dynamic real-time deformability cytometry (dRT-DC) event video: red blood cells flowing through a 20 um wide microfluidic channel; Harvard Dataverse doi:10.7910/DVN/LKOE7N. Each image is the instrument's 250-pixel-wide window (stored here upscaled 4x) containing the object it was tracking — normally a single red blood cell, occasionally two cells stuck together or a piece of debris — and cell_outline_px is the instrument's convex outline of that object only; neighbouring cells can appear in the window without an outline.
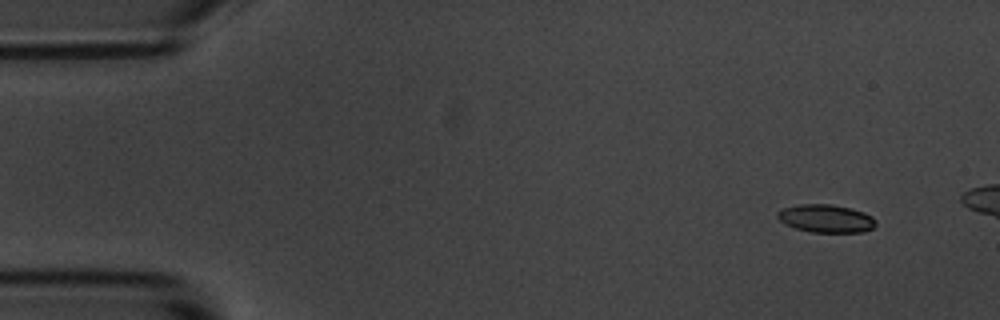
{"species": "common noctule bat (a hibernating species)", "species_latin": "Nyctalus noctula", "temperature_condition": "room temperature", "stored_images_in_passage": 4, "camera_frame_rate_fps": 3000, "um_per_image_px": 0.085, "animal": {"sex": "male", "body_mass_g": 20.1, "forearm_length_mm": 53.5}, "frame": {"image": 1, "passage_image": 1, "time_ms": 0.0, "image_size_px": [1000, 320], "cell_outline_px": [[876, 224], [872, 228], [864, 232], [812, 232], [796, 228], [784, 224], [776, 216], [776, 212], [784, 208], [800, 204], [832, 204], [864, 212], [872, 216], [876, 220]], "centroid_in_image_um": [70.2, 18.57], "position_along_channel_um": 14.8, "area_um2": 16.01}}